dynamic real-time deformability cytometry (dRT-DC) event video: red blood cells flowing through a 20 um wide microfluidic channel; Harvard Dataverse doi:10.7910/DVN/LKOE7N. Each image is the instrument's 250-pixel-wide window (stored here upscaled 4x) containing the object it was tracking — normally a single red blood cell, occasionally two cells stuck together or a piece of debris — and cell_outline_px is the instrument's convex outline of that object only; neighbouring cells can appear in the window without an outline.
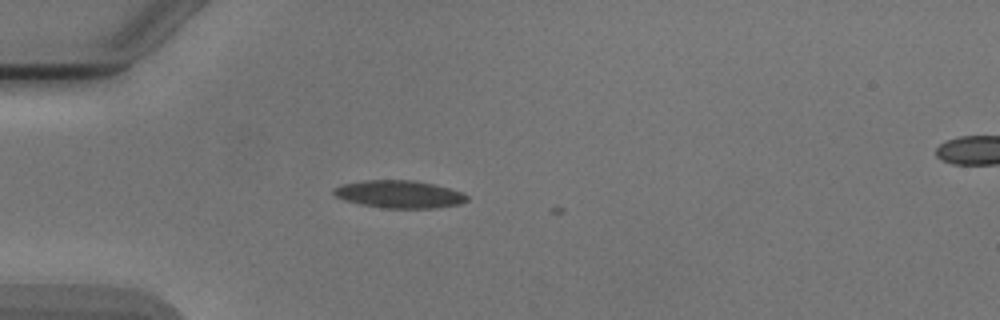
{"species": "Egyptian fruit bat (a non-hibernating species)", "species_latin": "Rousettus aegyptiacus", "temperature_condition": "cold", "stored_images_in_passage": 4, "segment_of_instrument_passage": [1, 2], "camera_frame_rate_fps": 3000, "um_per_image_px": 0.085, "animal": {"sex": "male"}, "frame": {"image": 1, "passage_image": 3, "time_ms": 2.333, "image_size_px": [1000, 320], "cell_outline_px": [[468, 200], [460, 204], [436, 208], [380, 208], [360, 204], [344, 200], [336, 196], [332, 192], [332, 188], [344, 184], [364, 180], [412, 180], [432, 184], [464, 192], [468, 196]], "centroid_in_image_um": [33.94, 16.51], "position_along_channel_um": 51.1, "area_um2": 21.5}}